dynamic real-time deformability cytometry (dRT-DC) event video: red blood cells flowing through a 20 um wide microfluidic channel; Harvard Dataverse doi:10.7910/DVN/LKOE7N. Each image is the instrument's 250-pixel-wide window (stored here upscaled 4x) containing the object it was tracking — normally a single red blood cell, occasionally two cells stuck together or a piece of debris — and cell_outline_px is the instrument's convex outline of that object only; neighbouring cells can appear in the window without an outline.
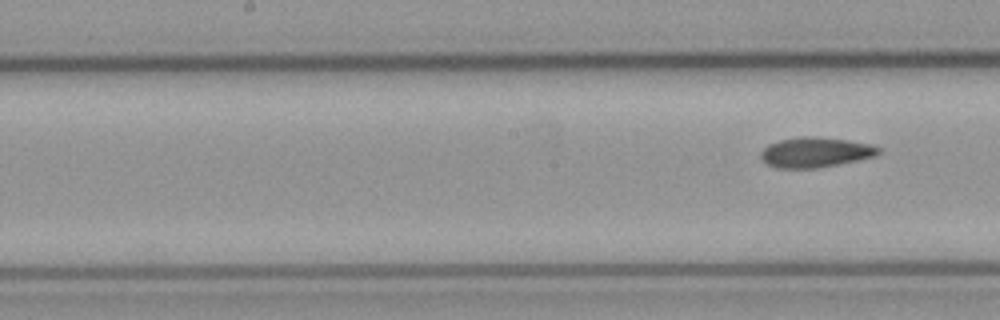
{"species": "common noctule bat (a hibernating species)", "species_latin": "Nyctalus noctula", "temperature_condition": "cold", "stored_images_in_passage": 5, "segment_of_instrument_passage": [2, 2], "camera_frame_rate_fps": 3000, "um_per_image_px": 0.085, "animal": {"sex": "male", "body_mass_g": 23.1, "forearm_length_mm": 52.7}, "frame": {"image": 1, "passage_image": 5, "time_ms": 6.0, "image_size_px": [1000, 320], "cell_outline_px": [[880, 152], [876, 156], [820, 168], [776, 168], [768, 164], [760, 156], [760, 152], [768, 144], [780, 140], [804, 136], [816, 136], [848, 140], [872, 144], [880, 148]], "centroid_in_image_um": [69.33, 12.94], "position_along_channel_um": 178.9, "area_um2": 20.69}}